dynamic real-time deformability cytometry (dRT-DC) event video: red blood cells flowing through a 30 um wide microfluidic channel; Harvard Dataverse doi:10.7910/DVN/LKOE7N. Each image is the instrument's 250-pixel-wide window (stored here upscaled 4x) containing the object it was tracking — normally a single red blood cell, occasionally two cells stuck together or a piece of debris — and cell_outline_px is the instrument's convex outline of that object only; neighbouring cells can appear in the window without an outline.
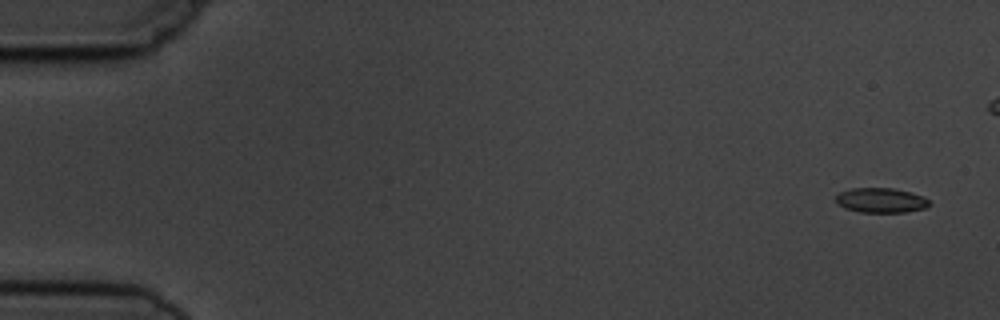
{"species": "common noctule bat (a hibernating species)", "species_latin": "Nyctalus noctula", "temperature_condition": "cold", "stored_images_in_passage": 6, "camera_frame_rate_fps": 3000, "um_per_image_px": 0.085, "animal": {"sex": "male", "body_mass_g": 19.5, "forearm_length_mm": 54.6}, "frame": {"image": 1, "passage_image": 1, "time_ms": 0.0, "image_size_px": [1000, 320], "cell_outline_px": [[928, 208], [904, 212], [860, 212], [844, 208], [836, 200], [836, 196], [840, 192], [852, 188], [892, 188], [924, 196], [928, 200]], "centroid_in_image_um": [74.88, 17.03], "position_along_channel_um": 10.1, "area_um2": 13.35}}